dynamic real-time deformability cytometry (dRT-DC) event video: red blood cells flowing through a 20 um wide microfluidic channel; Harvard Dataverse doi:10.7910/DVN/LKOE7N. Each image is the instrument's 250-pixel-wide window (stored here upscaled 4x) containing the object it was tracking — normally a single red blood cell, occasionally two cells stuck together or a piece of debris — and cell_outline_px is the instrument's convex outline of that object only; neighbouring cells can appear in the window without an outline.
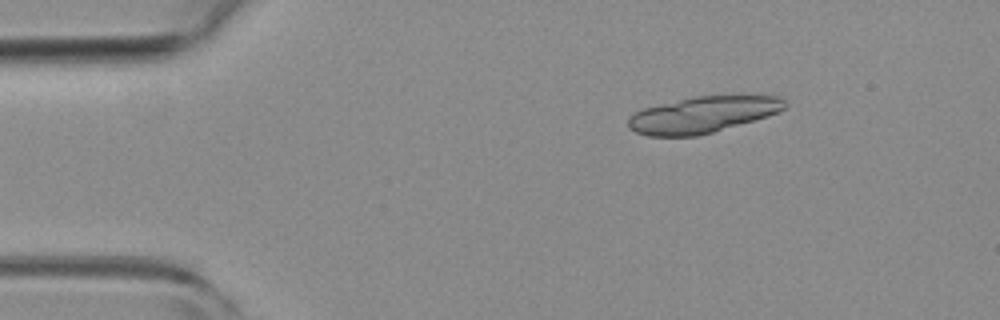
{"species": "common noctule bat (a hibernating species)", "species_latin": "Nyctalus noctula", "temperature_condition": "room temperature", "stored_images_in_passage": 3, "camera_frame_rate_fps": 3000, "um_per_image_px": 0.085, "animal": {"sex": "female", "body_mass_g": 19.3, "forearm_length_mm": 54.1}, "frame": {"image": 1, "passage_image": 1, "time_ms": 0.0, "image_size_px": [1000, 320], "cell_outline_px": [[788, 104], [784, 108], [768, 116], [712, 132], [696, 136], [648, 136], [636, 132], [628, 128], [628, 116], [644, 108], [692, 96], [780, 96]], "centroid_in_image_um": [59.69, 9.75], "position_along_channel_um": 25.3, "area_um2": 32.83}}